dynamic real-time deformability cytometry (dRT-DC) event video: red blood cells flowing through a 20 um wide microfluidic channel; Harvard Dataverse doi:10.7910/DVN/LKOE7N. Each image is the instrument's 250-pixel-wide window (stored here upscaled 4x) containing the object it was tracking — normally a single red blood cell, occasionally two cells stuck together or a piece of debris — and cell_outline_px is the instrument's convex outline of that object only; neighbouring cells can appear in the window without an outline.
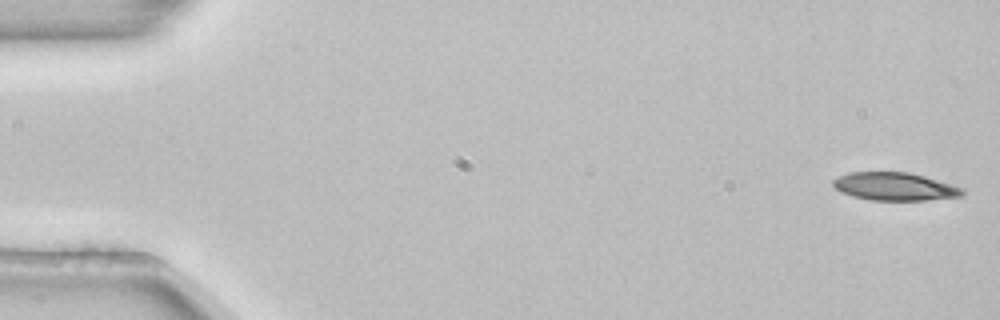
{"species": "common noctule bat (a hibernating species)", "species_latin": "Nyctalus noctula", "temperature_condition": "room temperature", "stored_images_in_passage": 51, "camera_frame_rate_fps": 3000, "um_per_image_px": 0.085, "animal": {"sex": "female", "body_mass_g": 22.7, "forearm_length_mm": 54.2}, "frame": {"image": 1, "passage_image": 1, "time_ms": 0.0, "image_size_px": [1000, 320], "cell_outline_px": [[964, 196], [924, 200], [868, 200], [852, 196], [840, 192], [832, 184], [832, 180], [848, 172], [908, 172], [924, 176], [964, 188]], "centroid_in_image_um": [76.04, 15.85], "position_along_channel_um": 9.0, "area_um2": 21.1}}
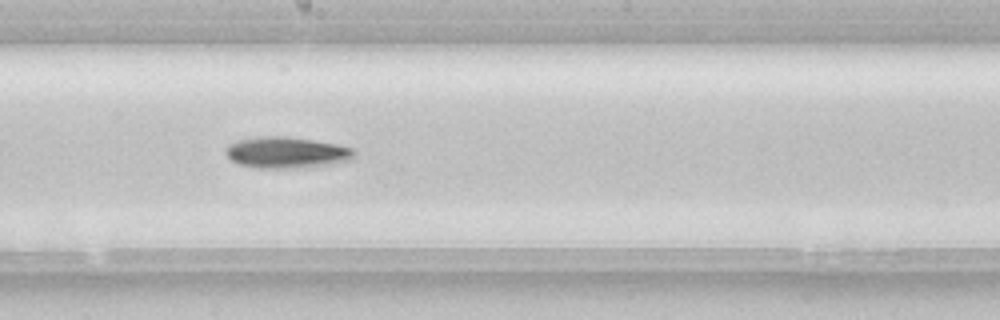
{"frame": {"image": 2, "passage_image": 29, "time_ms": 9.333, "image_size_px": [1000, 320], "cell_outline_px": [[356, 156], [352, 160], [312, 168], [256, 168], [240, 164], [232, 160], [224, 152], [224, 148], [228, 144], [240, 140], [260, 136], [288, 136], [336, 144], [352, 148], [356, 152]], "centroid_in_image_um": [24.39, 12.98], "position_along_channel_um": 223.8, "area_um2": 23.76}}
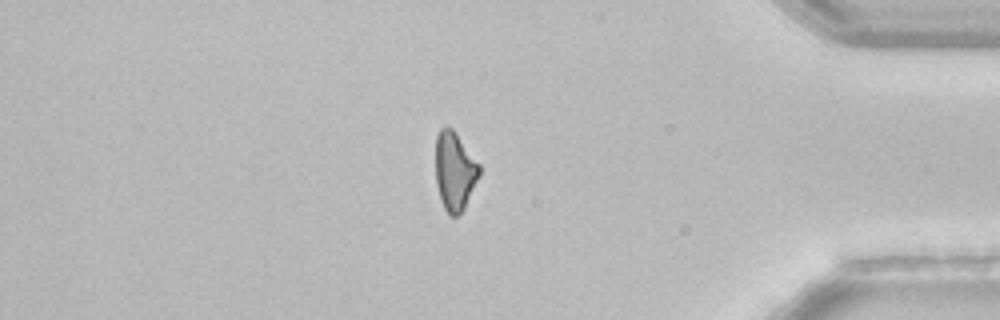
{"frame": {"image": 3, "passage_image": 45, "time_ms": 14.667, "image_size_px": [1000, 320], "cell_outline_px": [[480, 176], [464, 208], [456, 216], [452, 216], [444, 208], [440, 200], [436, 184], [436, 136], [440, 128], [444, 124], [452, 128], [480, 164]], "centroid_in_image_um": [38.64, 14.52], "position_along_channel_um": 396.6, "area_um2": 20.11}, "authors_computed_cell_mechanics": {"area_um2": 21.8484, "velocity_mm_per_s": 3.8584, "shape_relaxation_time_tau1_ms": 7.5505, "shape_relaxation_time_tau2_ms": null, "deformation_change_tau1": 0.1625, "deformation_change_tau2": null}}